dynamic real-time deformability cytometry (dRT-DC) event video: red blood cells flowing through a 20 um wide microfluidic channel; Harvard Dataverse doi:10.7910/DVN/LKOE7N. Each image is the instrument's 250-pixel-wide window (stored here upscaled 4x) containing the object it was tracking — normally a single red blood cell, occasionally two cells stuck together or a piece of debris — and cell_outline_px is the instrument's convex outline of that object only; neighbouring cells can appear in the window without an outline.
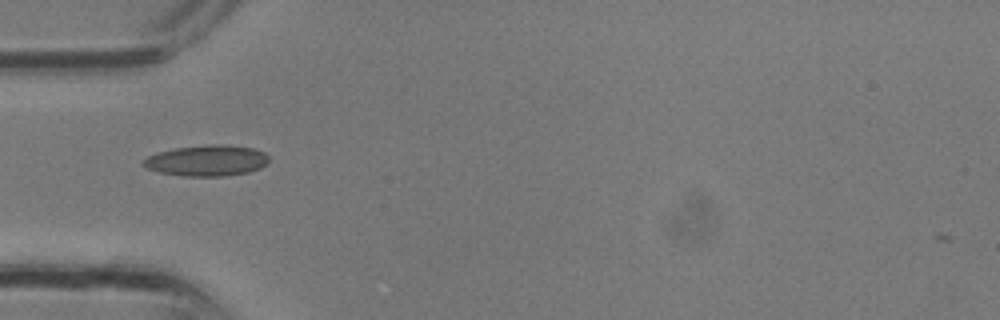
{"species": "common noctule bat (a hibernating species)", "species_latin": "Nyctalus noctula", "temperature_condition": "room temperature", "stored_images_in_passage": 20, "camera_frame_rate_fps": 3000, "um_per_image_px": 0.085, "animal": {"sex": "male", "body_mass_g": 13.3}, "frame": {"image": 1, "passage_image": 1, "time_ms": 0.0, "image_size_px": [1000, 320], "cell_outline_px": [[268, 164], [260, 168], [248, 172], [224, 176], [184, 176], [160, 172], [144, 168], [140, 164], [148, 156], [156, 152], [176, 148], [212, 144], [224, 144], [252, 148], [264, 152], [268, 156]], "centroid_in_image_um": [17.56, 13.65], "position_along_channel_um": 67.4, "area_um2": 22.72}}
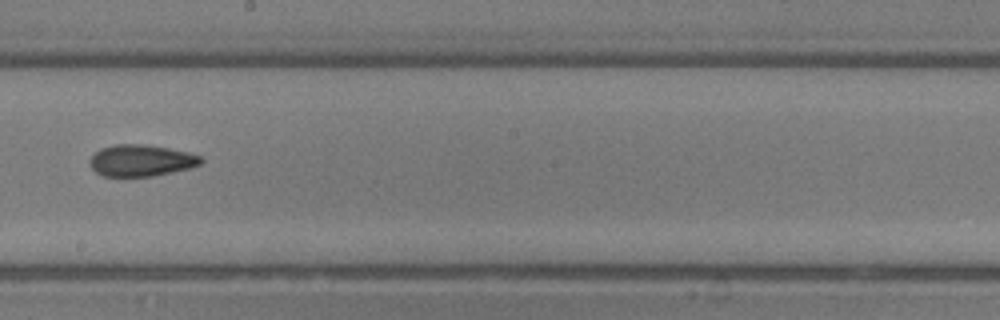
{"frame": {"image": 2, "passage_image": 9, "time_ms": 2.667, "image_size_px": [1000, 320], "cell_outline_px": [[204, 160], [200, 164], [192, 168], [152, 176], [104, 176], [96, 172], [88, 164], [88, 160], [100, 148], [116, 144], [144, 144], [168, 148], [188, 152], [200, 156]], "centroid_in_image_um": [11.99, 13.64], "position_along_channel_um": 236.2, "area_um2": 20.52}}
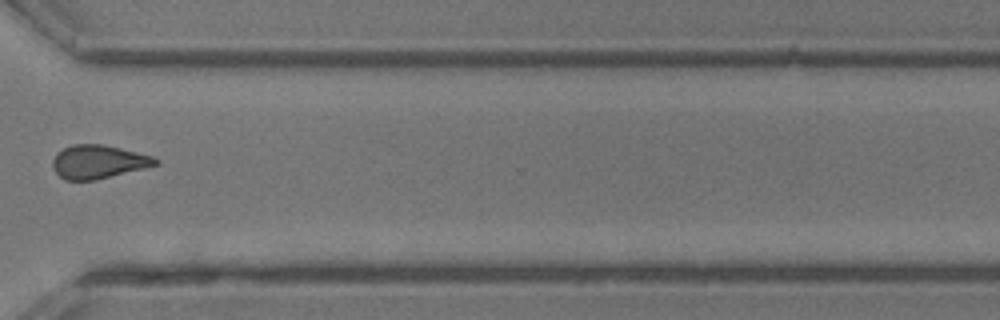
{"frame": {"image": 3, "passage_image": 15, "time_ms": 4.667, "image_size_px": [1000, 320], "cell_outline_px": [[160, 164], [96, 180], [64, 180], [52, 168], [52, 160], [56, 152], [72, 144], [104, 144], [152, 156], [160, 160]], "centroid_in_image_um": [8.34, 13.75], "position_along_channel_um": 362.3, "area_um2": 20.17}}